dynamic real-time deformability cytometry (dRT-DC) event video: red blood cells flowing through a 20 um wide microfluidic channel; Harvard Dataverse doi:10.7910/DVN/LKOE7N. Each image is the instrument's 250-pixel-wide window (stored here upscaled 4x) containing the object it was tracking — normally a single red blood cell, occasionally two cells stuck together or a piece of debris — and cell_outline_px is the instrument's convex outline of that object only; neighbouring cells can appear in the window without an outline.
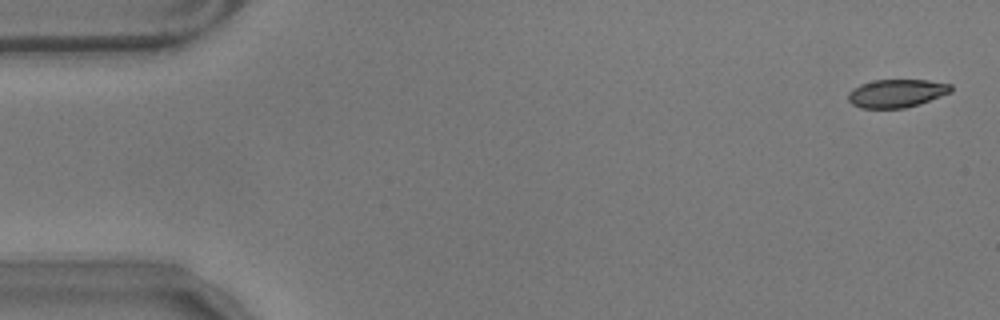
{"species": "common noctule bat (a hibernating species)", "species_latin": "Nyctalus noctula", "temperature_condition": "warm", "stored_images_in_passage": 16, "camera_frame_rate_fps": 3000, "um_per_image_px": 0.085, "animal": {"sex": "male", "body_mass_g": 17.9}, "frame": {"image": 1, "passage_image": 1, "time_ms": 0.0, "image_size_px": [1000, 320], "cell_outline_px": [[952, 92], [920, 104], [904, 108], [860, 108], [852, 104], [848, 100], [848, 92], [852, 88], [860, 84], [872, 80], [928, 80], [952, 84]], "centroid_in_image_um": [76.2, 7.93], "position_along_channel_um": 8.8, "area_um2": 17.05}}
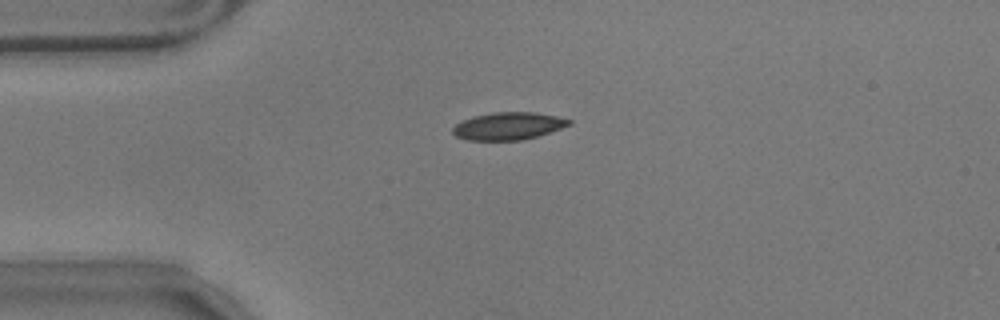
{"frame": {"image": 2, "passage_image": 13, "time_ms": 4.0, "image_size_px": [1000, 320], "cell_outline_px": [[572, 124], [524, 140], [468, 140], [456, 136], [452, 132], [452, 128], [456, 124], [472, 116], [492, 112], [536, 112], [556, 116], [572, 120]], "centroid_in_image_um": [43.19, 10.7], "position_along_channel_um": 41.8, "area_um2": 18.55}}